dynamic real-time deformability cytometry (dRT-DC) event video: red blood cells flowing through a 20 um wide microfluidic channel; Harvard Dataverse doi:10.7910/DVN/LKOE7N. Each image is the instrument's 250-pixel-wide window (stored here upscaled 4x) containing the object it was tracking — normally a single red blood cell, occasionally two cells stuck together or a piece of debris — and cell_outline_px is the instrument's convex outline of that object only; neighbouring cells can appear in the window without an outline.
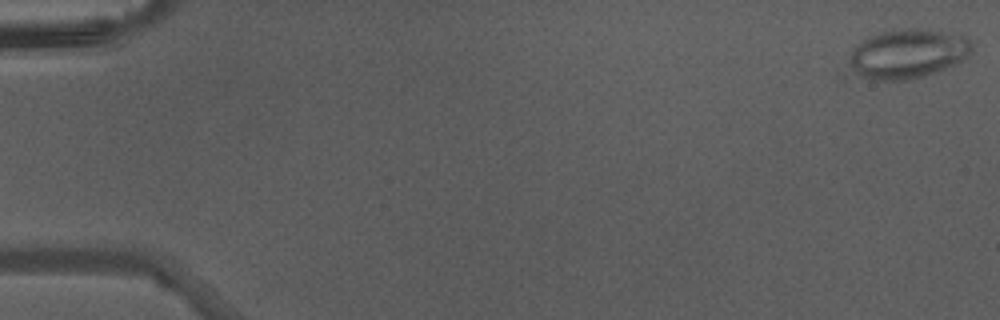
{"species": "Egyptian fruit bat (a non-hibernating species)", "species_latin": "Rousettus aegyptiacus", "temperature_condition": "warm", "stored_images_in_passage": 14, "camera_frame_rate_fps": 3000, "um_per_image_px": 0.085, "animal": {"sex": "male"}, "frame": {"image": 1, "passage_image": 1, "time_ms": 0.0, "image_size_px": [1000, 320], "cell_outline_px": [[972, 52], [968, 56], [944, 68], [924, 76], [908, 80], [872, 80], [860, 76], [852, 68], [848, 60], [852, 48], [856, 44], [868, 36], [880, 32], [900, 28], [920, 28], [960, 32], [968, 36], [972, 44]], "centroid_in_image_um": [77.18, 4.52], "position_along_channel_um": 7.8, "area_um2": 35.84}}